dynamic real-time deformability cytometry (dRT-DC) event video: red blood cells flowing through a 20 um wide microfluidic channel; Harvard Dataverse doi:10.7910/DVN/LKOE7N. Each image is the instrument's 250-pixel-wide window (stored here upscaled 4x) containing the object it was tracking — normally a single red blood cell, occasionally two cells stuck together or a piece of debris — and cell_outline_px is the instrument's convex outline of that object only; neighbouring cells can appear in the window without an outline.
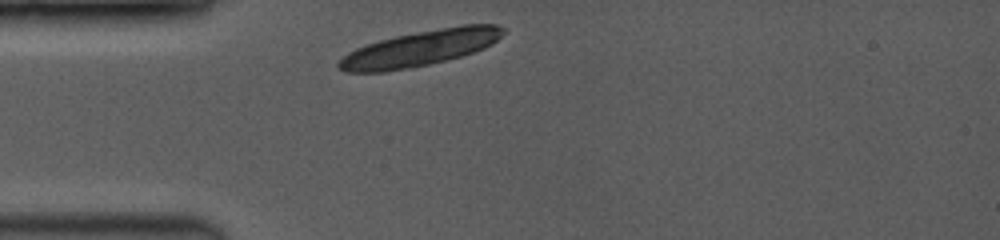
{"species": "common noctule bat (a hibernating species)", "species_latin": "Nyctalus noctula", "temperature_condition": "room temperature", "stored_images_in_passage": 1, "camera_frame_rate_fps": 3500, "um_per_image_px": 0.085, "animal": {"sex": "female", "body_mass_g": 19.0, "forearm_length_mm": 53.3}, "frame": {"image": 1, "passage_image": 1, "time_ms": 0.0, "image_size_px": [1000, 240], "cell_outline_px": [[508, 28], [492, 44], [484, 48], [460, 56], [428, 64], [384, 72], [344, 72], [336, 64], [348, 52], [356, 48], [380, 40], [396, 36], [464, 24], [496, 24]], "centroid_in_image_um": [35.73, 4.09], "position_along_channel_um": 49.3, "area_um2": 33.58}}